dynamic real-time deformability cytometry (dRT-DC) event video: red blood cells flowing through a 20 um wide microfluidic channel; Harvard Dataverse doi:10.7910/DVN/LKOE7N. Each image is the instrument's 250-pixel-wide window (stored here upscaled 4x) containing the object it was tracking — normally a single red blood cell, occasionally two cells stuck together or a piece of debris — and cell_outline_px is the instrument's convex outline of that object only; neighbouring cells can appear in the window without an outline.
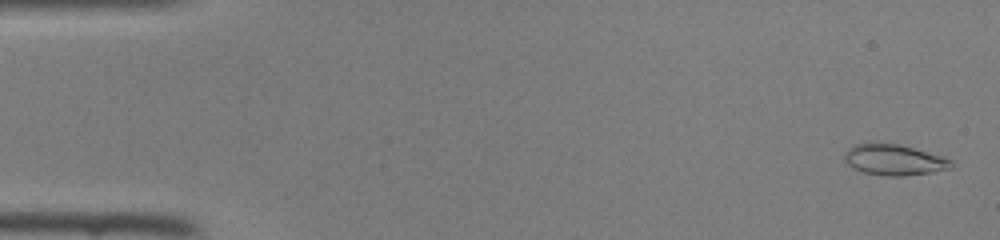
{"species": "common noctule bat (a hibernating species)", "species_latin": "Nyctalus noctula", "temperature_condition": "room temperature", "stored_images_in_passage": 47, "camera_frame_rate_fps": 3000, "um_per_image_px": 0.085, "animal": {"sex": "female", "body_mass_g": 22.0, "forearm_length_mm": 56.7}, "frame": {"image": 1, "passage_image": 2, "time_ms": 0.333, "image_size_px": [1000, 240], "cell_outline_px": [[952, 168], [932, 172], [904, 176], [884, 176], [864, 172], [852, 168], [844, 160], [844, 152], [852, 144], [872, 140], [900, 144], [944, 156], [952, 160]], "centroid_in_image_um": [75.95, 13.54], "position_along_channel_um": 9.1, "area_um2": 19.94}}
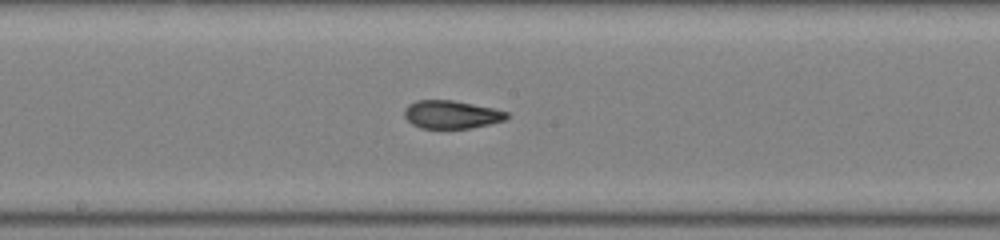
{"frame": {"image": 2, "passage_image": 25, "time_ms": 8.0, "image_size_px": [1000, 240], "cell_outline_px": [[508, 116], [504, 120], [472, 128], [420, 128], [412, 124], [404, 116], [404, 108], [408, 104], [416, 100], [452, 100], [492, 108], [508, 112]], "centroid_in_image_um": [38.32, 9.73], "position_along_channel_um": 209.9, "area_um2": 16.65}}
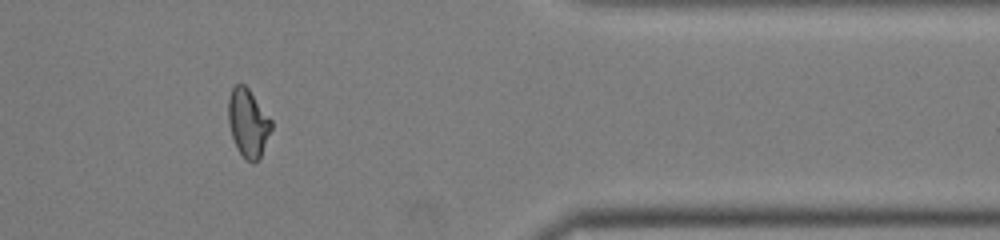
{"frame": {"image": 3, "passage_image": 39, "time_ms": 12.667, "image_size_px": [1000, 240], "cell_outline_px": [[272, 128], [260, 156], [256, 164], [252, 164], [236, 148], [232, 136], [228, 120], [228, 100], [232, 88], [236, 84], [244, 84], [248, 88], [272, 120]], "centroid_in_image_um": [21.08, 10.45], "position_along_channel_um": 390.3, "area_um2": 16.94}}